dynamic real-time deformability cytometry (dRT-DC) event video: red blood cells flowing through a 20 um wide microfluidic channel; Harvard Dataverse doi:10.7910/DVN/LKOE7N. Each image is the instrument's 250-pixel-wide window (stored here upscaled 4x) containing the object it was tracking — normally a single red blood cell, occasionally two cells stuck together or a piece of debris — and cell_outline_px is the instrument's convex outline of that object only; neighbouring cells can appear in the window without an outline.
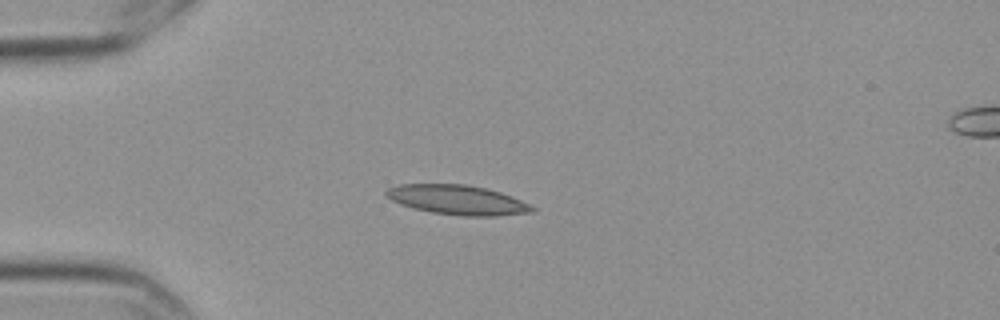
{"species": "Egyptian fruit bat (a non-hibernating species)", "species_latin": "Rousettus aegyptiacus", "temperature_condition": "cold", "stored_images_in_passage": 11, "camera_frame_rate_fps": 3000, "um_per_image_px": 0.085, "frame": {"image": 1, "passage_image": 3, "time_ms": 0.667, "image_size_px": [1000, 320], "cell_outline_px": [[536, 208], [532, 212], [496, 216], [464, 216], [432, 212], [412, 208], [400, 204], [384, 196], [384, 192], [388, 188], [400, 184], [464, 184], [484, 188], [500, 192], [512, 196]], "centroid_in_image_um": [38.84, 16.99], "position_along_channel_um": 46.2, "area_um2": 25.09}}
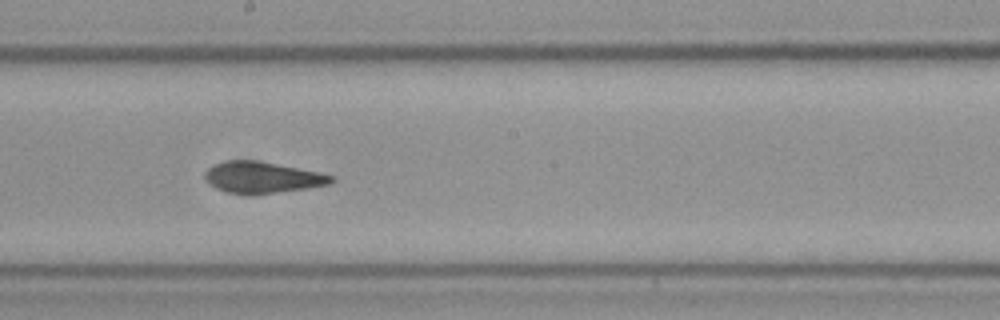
{"frame": {"image": 2, "passage_image": 8, "time_ms": 2.333, "image_size_px": [1000, 320], "cell_outline_px": [[336, 180], [332, 184], [308, 188], [276, 192], [228, 192], [216, 188], [208, 184], [204, 180], [204, 172], [212, 164], [228, 160], [256, 160], [320, 172], [336, 176]], "centroid_in_image_um": [22.32, 15.05], "position_along_channel_um": 225.9, "area_um2": 22.83}}
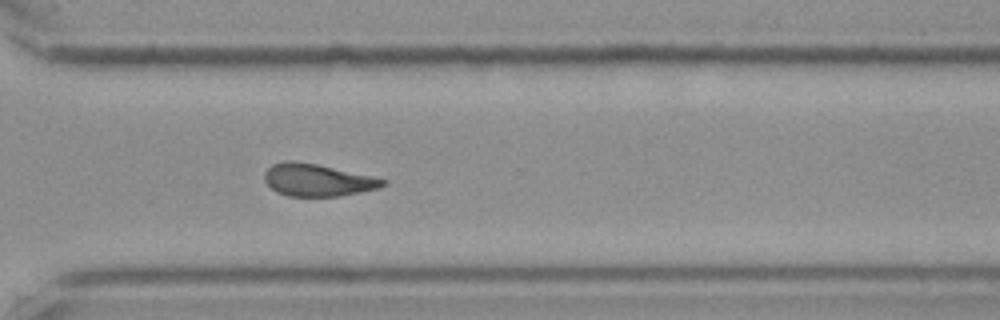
{"frame": {"image": 3, "passage_image": 11, "time_ms": 3.333, "image_size_px": [1000, 320], "cell_outline_px": [[388, 184], [380, 188], [340, 196], [288, 196], [276, 192], [264, 180], [264, 172], [272, 164], [284, 160], [292, 160], [316, 164], [388, 180]], "centroid_in_image_um": [26.97, 15.3], "position_along_channel_um": 343.6, "area_um2": 22.25}}